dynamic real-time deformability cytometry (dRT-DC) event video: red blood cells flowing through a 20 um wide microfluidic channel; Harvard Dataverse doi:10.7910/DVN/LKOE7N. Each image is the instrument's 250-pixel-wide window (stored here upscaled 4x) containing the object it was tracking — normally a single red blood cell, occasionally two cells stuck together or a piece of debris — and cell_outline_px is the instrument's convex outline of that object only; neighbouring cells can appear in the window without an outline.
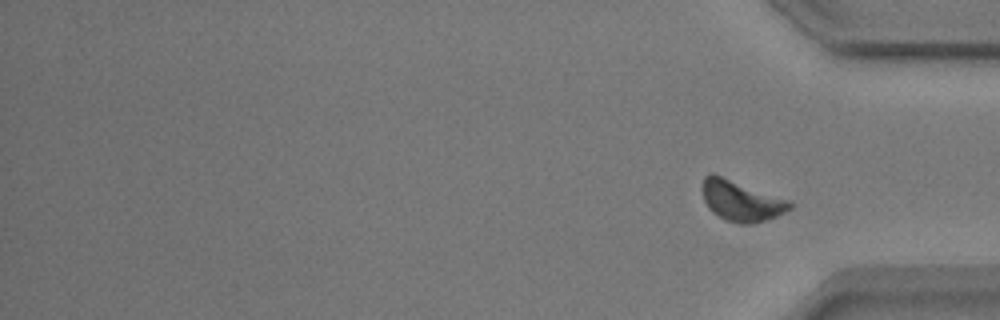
{"species": "common noctule bat (a hibernating species)", "species_latin": "Nyctalus noctula", "temperature_condition": "warm", "stored_images_in_passage": 40, "segment_of_instrument_passage": [2, 2], "camera_frame_rate_fps": 3000, "um_per_image_px": 0.085, "animal": {"sex": "male", "body_mass_g": 17.9}, "frame": {"image": 1, "passage_image": 40, "time_ms": 13.0, "image_size_px": [1000, 320], "cell_outline_px": [[792, 208], [776, 216], [764, 220], [748, 224], [740, 224], [724, 220], [712, 212], [708, 208], [704, 200], [700, 188], [704, 176], [712, 172], [784, 200], [792, 204]], "centroid_in_image_um": [62.88, 17.07], "position_along_channel_um": 372.3, "area_um2": 20.23}}